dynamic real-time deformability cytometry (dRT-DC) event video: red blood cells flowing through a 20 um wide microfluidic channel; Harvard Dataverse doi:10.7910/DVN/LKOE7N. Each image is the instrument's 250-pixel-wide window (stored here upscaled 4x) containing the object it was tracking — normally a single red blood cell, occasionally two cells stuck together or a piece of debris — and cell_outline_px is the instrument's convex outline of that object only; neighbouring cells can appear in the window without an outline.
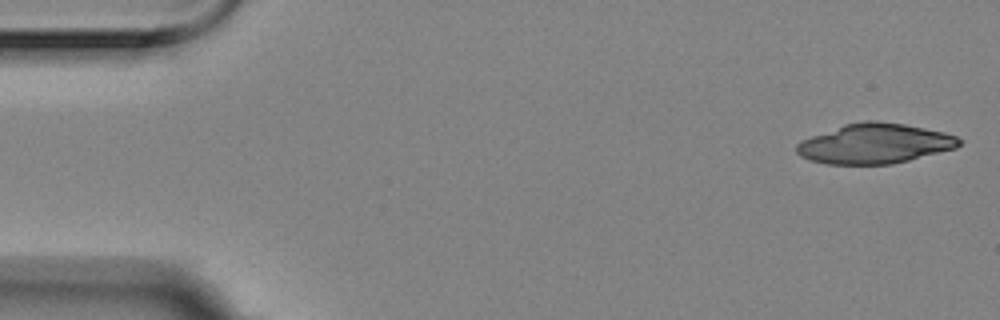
{"species": "Egyptian fruit bat (a non-hibernating species)", "species_latin": "Rousettus aegyptiacus", "temperature_condition": "room temperature", "stored_images_in_passage": 2, "camera_frame_rate_fps": 3000, "um_per_image_px": 0.085, "animal": {"sex": "female"}, "frame": {"image": 1, "passage_image": 1, "time_ms": 0.0, "image_size_px": [1000, 320], "cell_outline_px": [[960, 144], [956, 148], [892, 164], [828, 164], [808, 160], [800, 156], [796, 152], [796, 144], [800, 140], [844, 124], [864, 120], [876, 120], [904, 124], [944, 132], [956, 136], [960, 140]], "centroid_in_image_um": [74.31, 12.2], "position_along_channel_um": 10.7, "area_um2": 37.8}}